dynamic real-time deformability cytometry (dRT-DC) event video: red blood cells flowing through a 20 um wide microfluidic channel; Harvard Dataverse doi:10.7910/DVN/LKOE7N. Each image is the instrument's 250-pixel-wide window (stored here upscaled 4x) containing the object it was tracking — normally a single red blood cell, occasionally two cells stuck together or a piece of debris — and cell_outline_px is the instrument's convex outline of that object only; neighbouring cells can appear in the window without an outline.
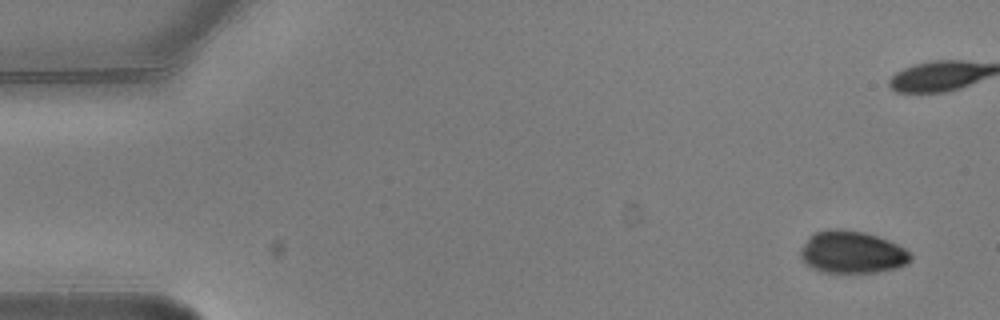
{"species": "common noctule bat (a hibernating species)", "species_latin": "Nyctalus noctula", "temperature_condition": "warm", "stored_images_in_passage": 10, "camera_frame_rate_fps": 3000, "um_per_image_px": 0.085, "animal": {"sex": "male", "body_mass_g": 20.5, "forearm_length_mm": 52.5}, "frame": {"image": 1, "passage_image": 1, "time_ms": 0.0, "image_size_px": [1000, 320], "cell_outline_px": [[912, 260], [908, 264], [896, 268], [876, 272], [820, 272], [812, 268], [800, 256], [800, 248], [808, 236], [816, 232], [828, 228], [836, 228], [864, 232], [888, 240], [904, 248], [912, 256]], "centroid_in_image_um": [72.4, 21.43], "position_along_channel_um": 12.6, "area_um2": 27.17}}